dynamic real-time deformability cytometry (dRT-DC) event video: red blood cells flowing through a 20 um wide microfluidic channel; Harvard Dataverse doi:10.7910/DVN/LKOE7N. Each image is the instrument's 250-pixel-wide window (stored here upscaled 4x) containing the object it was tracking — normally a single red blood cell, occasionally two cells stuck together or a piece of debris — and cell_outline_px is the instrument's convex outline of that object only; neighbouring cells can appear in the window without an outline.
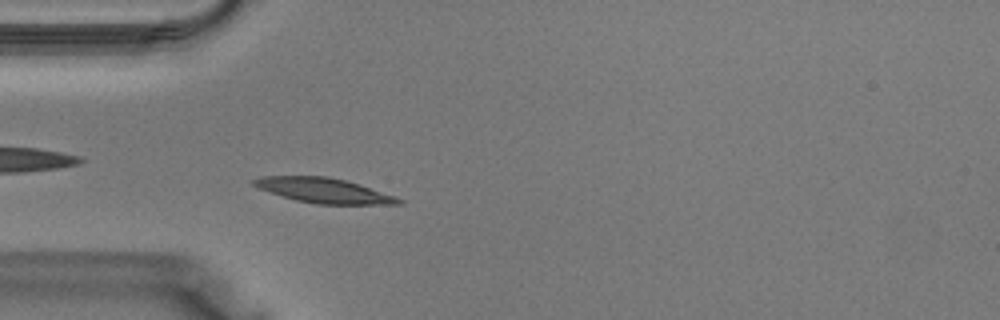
{"species": "Egyptian fruit bat (a non-hibernating species)", "species_latin": "Rousettus aegyptiacus", "temperature_condition": "warm", "stored_images_in_passage": 37, "camera_frame_rate_fps": 3000, "um_per_image_px": 0.085, "animal": {"sex": "male"}, "frame": {"image": 1, "passage_image": 9, "time_ms": 2.667, "image_size_px": [1000, 320], "cell_outline_px": [[404, 200], [400, 204], [316, 204], [296, 200], [260, 188], [252, 184], [252, 180], [260, 176], [328, 176], [344, 180], [396, 196]], "centroid_in_image_um": [27.54, 16.19], "position_along_channel_um": 57.5, "area_um2": 20.63}}
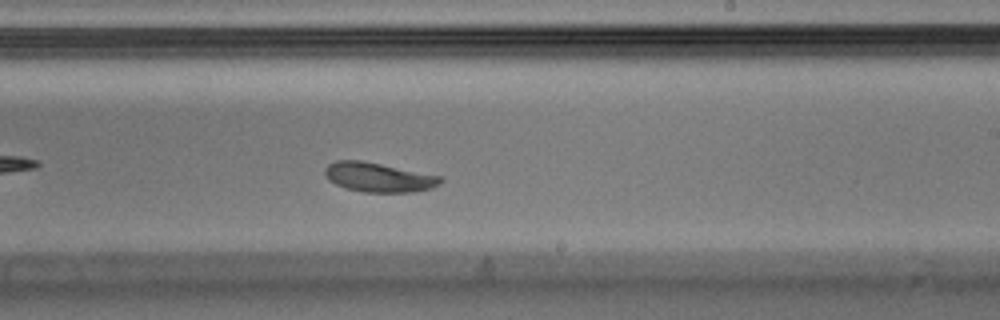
{"frame": {"image": 2, "passage_image": 21, "time_ms": 6.667, "image_size_px": [1000, 320], "cell_outline_px": [[444, 180], [440, 184], [432, 188], [412, 192], [364, 192], [348, 188], [336, 184], [328, 180], [324, 176], [324, 168], [328, 164], [336, 160], [360, 160], [444, 176]], "centroid_in_image_um": [32.2, 15.06], "position_along_channel_um": 256.8, "area_um2": 19.94}}
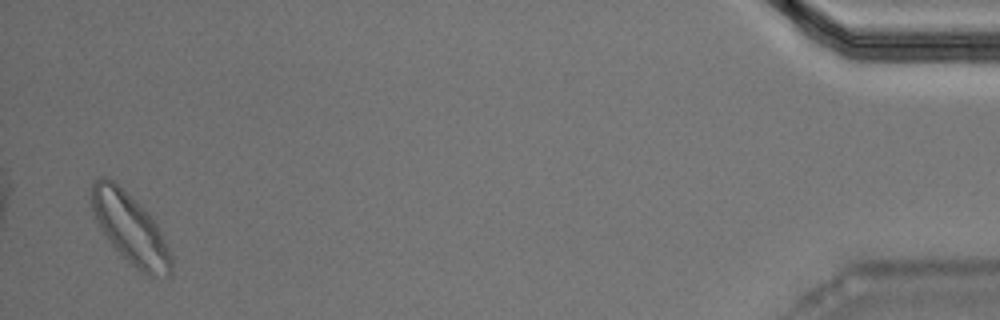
{"frame": {"image": 3, "passage_image": 36, "time_ms": 11.667, "image_size_px": [1000, 320], "cell_outline_px": [[172, 276], [148, 276], [140, 272], [112, 244], [100, 228], [96, 220], [88, 196], [92, 184], [100, 176], [104, 176], [112, 180], [144, 208], [148, 212], [156, 224], [172, 256]], "centroid_in_image_um": [11.05, 19.42], "position_along_channel_um": 424.1, "area_um2": 32.31}}